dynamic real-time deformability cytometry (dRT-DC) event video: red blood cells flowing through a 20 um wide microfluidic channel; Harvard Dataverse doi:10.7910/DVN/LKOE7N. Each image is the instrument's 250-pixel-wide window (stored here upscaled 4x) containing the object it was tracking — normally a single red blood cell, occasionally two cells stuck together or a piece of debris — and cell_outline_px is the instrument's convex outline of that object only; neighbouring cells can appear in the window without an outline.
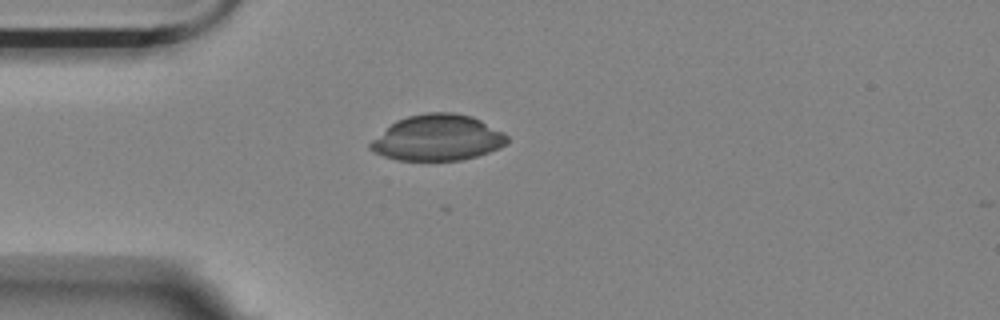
{"species": "Egyptian fruit bat (a non-hibernating species)", "species_latin": "Rousettus aegyptiacus", "temperature_condition": "room temperature", "stored_images_in_passage": 12, "camera_frame_rate_fps": 3000, "um_per_image_px": 0.085, "animal": {"sex": "female"}, "frame": {"image": 1, "passage_image": 1, "time_ms": 0.0, "image_size_px": [1000, 320], "cell_outline_px": [[508, 140], [500, 148], [476, 156], [460, 160], [396, 160], [384, 156], [368, 148], [368, 144], [372, 140], [396, 120], [408, 116], [428, 112], [452, 112], [472, 116], [504, 132], [508, 136]], "centroid_in_image_um": [37.2, 11.7], "position_along_channel_um": 47.8, "area_um2": 36.41}}
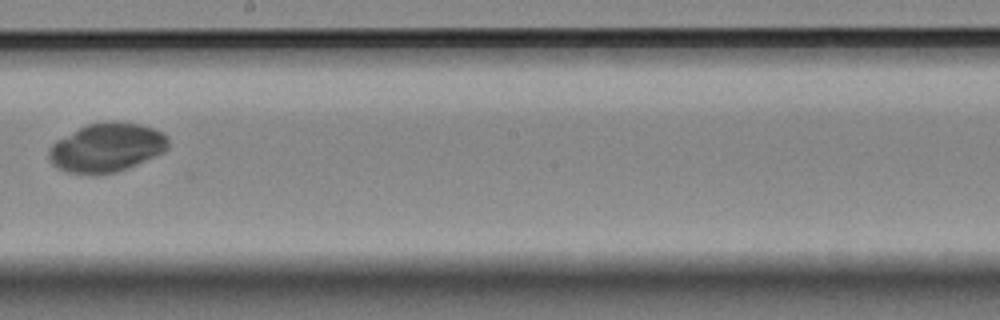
{"frame": {"image": 2, "passage_image": 6, "time_ms": 5.667, "image_size_px": [1000, 320], "cell_outline_px": [[168, 148], [164, 152], [128, 168], [116, 172], [100, 176], [88, 176], [64, 172], [56, 168], [52, 164], [48, 156], [48, 148], [56, 140], [88, 124], [112, 120], [120, 120], [140, 124], [152, 128], [168, 136]], "centroid_in_image_um": [9.03, 12.57], "position_along_channel_um": 239.2, "area_um2": 34.74}}
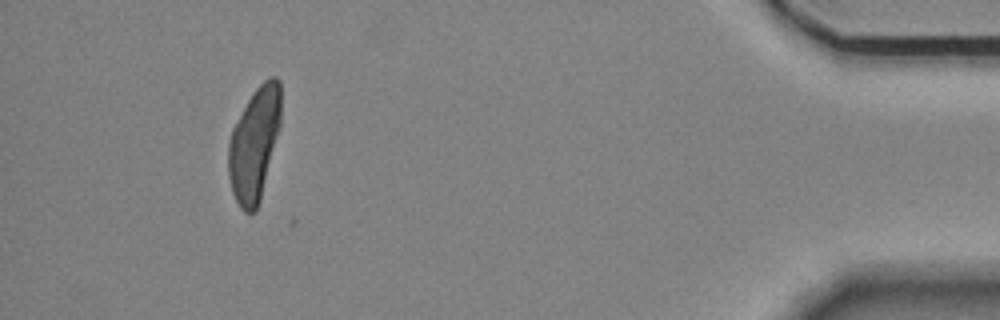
{"frame": {"image": 3, "passage_image": 11, "time_ms": 12.333, "image_size_px": [1000, 320], "cell_outline_px": [[280, 128], [260, 200], [256, 212], [244, 212], [240, 208], [232, 192], [228, 176], [228, 144], [232, 128], [252, 92], [268, 76], [276, 76], [280, 80]], "centroid_in_image_um": [21.61, 12.23], "position_along_channel_um": 413.6, "area_um2": 34.8}}